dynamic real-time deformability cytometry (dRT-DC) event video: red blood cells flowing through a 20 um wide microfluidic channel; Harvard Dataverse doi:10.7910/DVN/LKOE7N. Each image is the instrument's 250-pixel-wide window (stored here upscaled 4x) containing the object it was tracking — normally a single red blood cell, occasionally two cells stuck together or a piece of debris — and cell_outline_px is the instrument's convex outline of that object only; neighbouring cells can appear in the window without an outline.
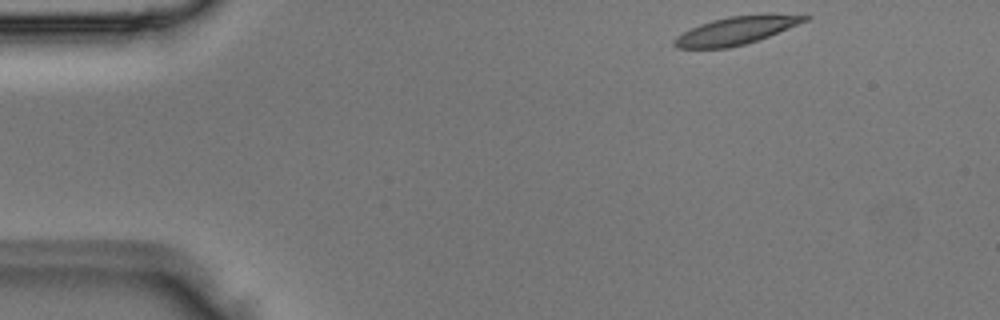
{"species": "Egyptian fruit bat (a non-hibernating species)", "species_latin": "Rousettus aegyptiacus", "temperature_condition": "room temperature", "stored_images_in_passage": 3, "camera_frame_rate_fps": 3000, "um_per_image_px": 0.085, "animal": {"sex": "male"}, "frame": {"image": 1, "passage_image": 1, "time_ms": 0.0, "image_size_px": [1000, 320], "cell_outline_px": [[812, 16], [808, 20], [768, 36], [744, 44], [728, 48], [676, 48], [672, 44], [684, 32], [700, 24], [712, 20], [732, 16], [768, 12]], "centroid_in_image_um": [62.65, 2.56], "position_along_channel_um": 22.4, "area_um2": 21.1}}
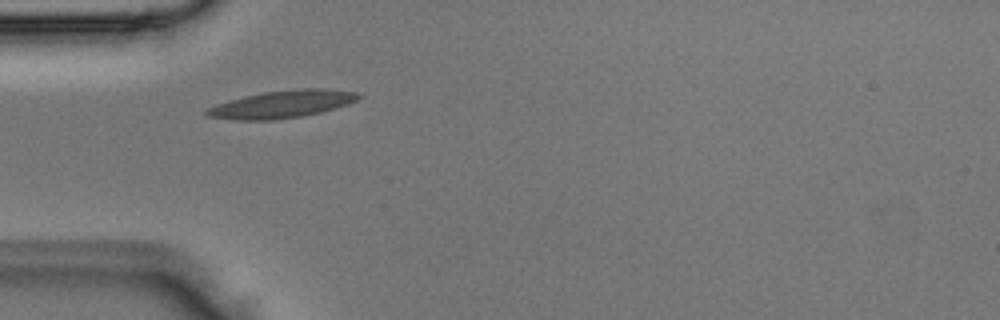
{"frame": {"image": 2, "passage_image": 3, "time_ms": 0.667, "image_size_px": [1000, 320], "cell_outline_px": [[364, 96], [356, 100], [336, 108], [320, 112], [300, 116], [272, 120], [236, 120], [208, 116], [204, 112], [208, 108], [216, 104], [244, 96], [264, 92], [300, 88], [328, 88], [356, 92]], "centroid_in_image_um": [24.0, 8.84], "position_along_channel_um": 61.0, "area_um2": 24.16}}